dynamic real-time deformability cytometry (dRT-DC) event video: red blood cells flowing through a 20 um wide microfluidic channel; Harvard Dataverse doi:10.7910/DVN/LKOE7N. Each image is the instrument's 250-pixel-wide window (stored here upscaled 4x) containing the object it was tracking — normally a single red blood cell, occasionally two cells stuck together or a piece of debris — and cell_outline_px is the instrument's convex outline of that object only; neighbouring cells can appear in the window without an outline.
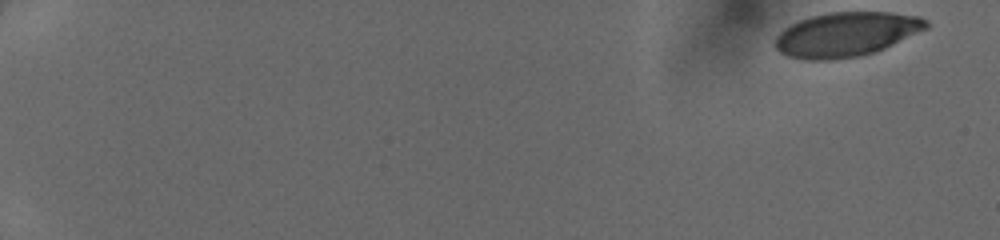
{"species": "human", "species_latin": "Homo sapiens", "temperature_condition": "cold", "stored_images_in_passage": 49, "camera_frame_rate_fps": 3000, "um_per_image_px": 0.085, "donor": {"sex": "female"}, "frame": {"image": 1, "passage_image": 1, "time_ms": 0.0, "image_size_px": [1000, 240], "cell_outline_px": [[928, 28], [876, 52], [860, 56], [832, 60], [804, 60], [788, 56], [780, 52], [772, 44], [776, 36], [784, 28], [800, 20], [812, 16], [828, 12], [892, 12], [920, 16], [928, 20]], "centroid_in_image_um": [71.93, 2.92], "position_along_channel_um": 13.1, "area_um2": 39.36}}
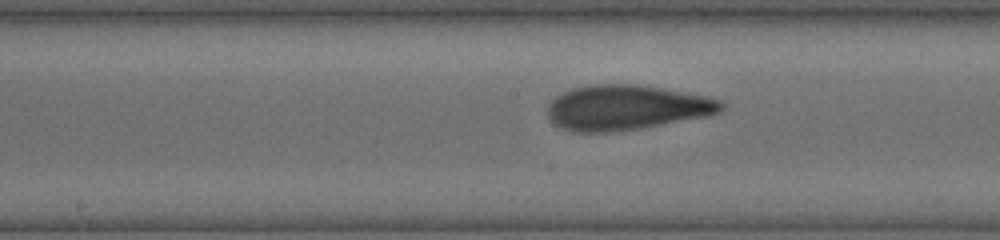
{"frame": {"image": 2, "passage_image": 28, "time_ms": 9.0, "image_size_px": [1000, 240], "cell_outline_px": [[724, 108], [720, 112], [704, 116], [640, 128], [612, 132], [572, 132], [560, 128], [548, 116], [548, 108], [552, 100], [556, 96], [564, 92], [576, 88], [592, 84], [636, 84], [708, 96], [720, 100], [724, 104]], "centroid_in_image_um": [53.23, 9.14], "position_along_channel_um": 195.0, "area_um2": 45.08}}
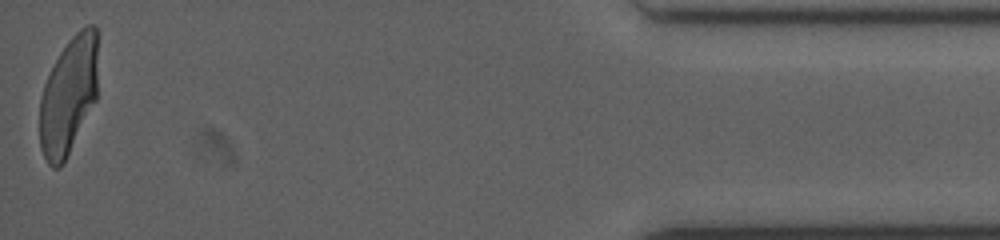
{"frame": {"image": 3, "passage_image": 49, "time_ms": 16.0, "image_size_px": [1000, 240], "cell_outline_px": [[96, 100], [64, 164], [60, 168], [52, 168], [48, 164], [40, 148], [40, 96], [44, 84], [60, 52], [68, 40], [80, 28], [88, 24], [92, 24], [96, 28]], "centroid_in_image_um": [5.81, 8.18], "position_along_channel_um": 429.4, "area_um2": 39.82}}